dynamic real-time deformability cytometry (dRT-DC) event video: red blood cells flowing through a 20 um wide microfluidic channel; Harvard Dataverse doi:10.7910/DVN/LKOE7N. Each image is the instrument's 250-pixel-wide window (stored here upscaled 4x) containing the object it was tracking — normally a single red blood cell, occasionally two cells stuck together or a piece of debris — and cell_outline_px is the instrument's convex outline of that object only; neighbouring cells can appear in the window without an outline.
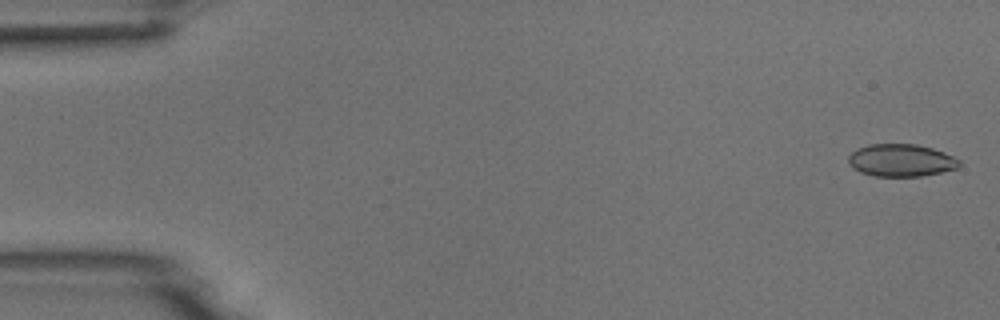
{"species": "common noctule bat (a hibernating species)", "species_latin": "Nyctalus noctula", "temperature_condition": "room temperature", "stored_images_in_passage": 4, "camera_frame_rate_fps": 3000, "um_per_image_px": 0.085, "animal": {"sex": "male", "body_mass_g": 18.8}, "frame": {"image": 1, "passage_image": 1, "time_ms": 0.0, "image_size_px": [1000, 320], "cell_outline_px": [[960, 164], [956, 168], [940, 172], [920, 176], [872, 176], [860, 172], [848, 164], [848, 156], [856, 148], [868, 144], [916, 144], [932, 148], [944, 152], [960, 160]], "centroid_in_image_um": [76.55, 13.62], "position_along_channel_um": 8.5, "area_um2": 20.98}}
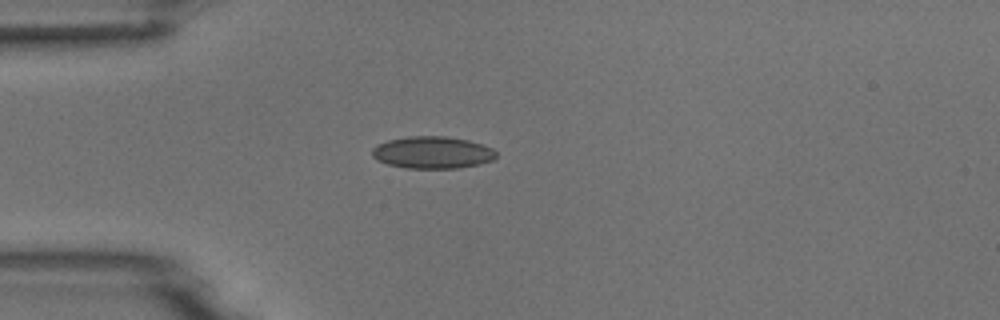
{"frame": {"image": 2, "passage_image": 4, "time_ms": 4.333, "image_size_px": [1000, 320], "cell_outline_px": [[496, 156], [492, 160], [480, 164], [460, 168], [404, 168], [388, 164], [376, 160], [372, 156], [372, 148], [376, 144], [388, 140], [408, 136], [448, 136], [468, 140], [492, 148], [496, 152]], "centroid_in_image_um": [36.73, 12.96], "position_along_channel_um": 48.3, "area_um2": 23.35}}